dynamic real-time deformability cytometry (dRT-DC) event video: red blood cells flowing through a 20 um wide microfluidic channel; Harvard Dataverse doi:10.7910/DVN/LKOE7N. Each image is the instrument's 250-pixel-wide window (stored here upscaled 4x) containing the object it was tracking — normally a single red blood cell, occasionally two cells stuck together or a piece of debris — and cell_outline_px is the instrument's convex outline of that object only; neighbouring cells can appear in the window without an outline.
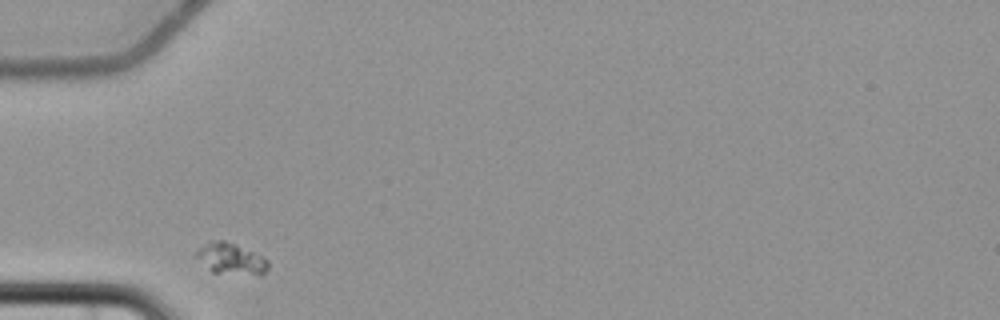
{"species": "common noctule bat (a hibernating species)", "species_latin": "Nyctalus noctula", "temperature_condition": "cold", "stored_images_in_passage": 3, "camera_frame_rate_fps": 3000, "um_per_image_px": 0.085, "animal": {"sex": "female", "body_mass_g": 22.7, "forearm_length_mm": 54.2}, "frame": {"image": 1, "passage_image": 1, "time_ms": 0.0, "image_size_px": [1000, 320], "cell_outline_px": [[268, 268], [260, 276], [212, 272], [196, 256], [196, 252], [208, 240], [224, 240], [236, 244], [264, 256], [268, 260]], "centroid_in_image_um": [19.68, 21.99], "position_along_channel_um": 65.3, "area_um2": 13.18}}
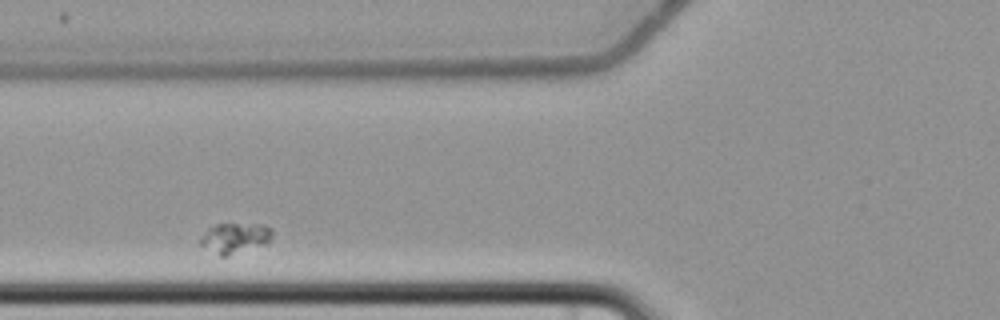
{"frame": {"image": 2, "passage_image": 2, "time_ms": 1.333, "image_size_px": [1000, 320], "cell_outline_px": [[272, 236], [268, 240], [228, 256], [220, 256], [200, 244], [200, 240], [208, 228], [216, 224], [264, 224], [272, 228]], "centroid_in_image_um": [19.94, 20.19], "position_along_channel_um": 105.9, "area_um2": 12.14}}
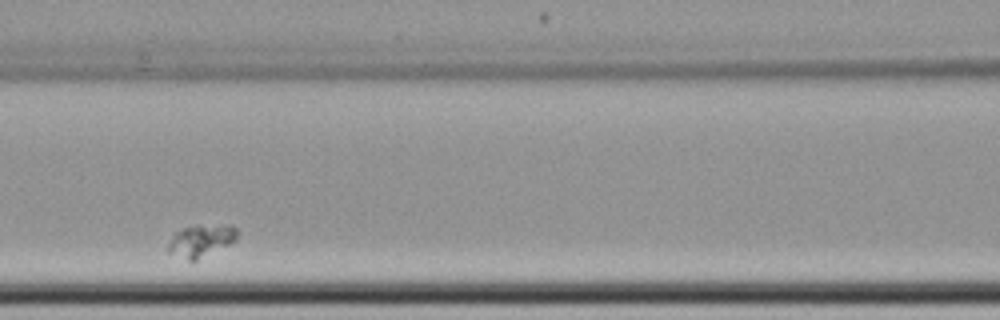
{"frame": {"image": 3, "passage_image": 3, "time_ms": 2.667, "image_size_px": [1000, 320], "cell_outline_px": [[236, 240], [196, 260], [188, 260], [168, 252], [168, 244], [172, 236], [176, 232], [184, 228], [236, 228]], "centroid_in_image_um": [16.99, 20.54], "position_along_channel_um": 149.6, "area_um2": 11.62}}